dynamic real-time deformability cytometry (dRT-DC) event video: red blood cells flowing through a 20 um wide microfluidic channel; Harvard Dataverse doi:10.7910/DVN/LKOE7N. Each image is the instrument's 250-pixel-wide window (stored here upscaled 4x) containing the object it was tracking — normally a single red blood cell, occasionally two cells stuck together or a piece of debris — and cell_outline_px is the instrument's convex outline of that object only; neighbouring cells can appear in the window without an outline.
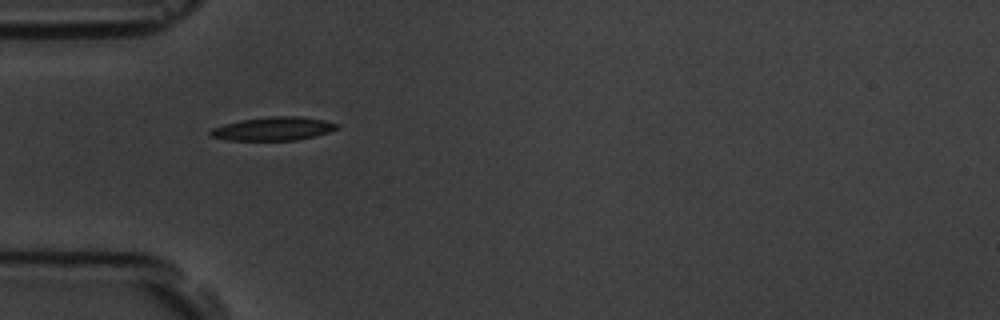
{"species": "common noctule bat (a hibernating species)", "species_latin": "Nyctalus noctula", "temperature_condition": "room temperature", "stored_images_in_passage": 5, "camera_frame_rate_fps": 3000, "um_per_image_px": 0.085, "animal": {"sex": "male", "body_mass_g": 19.5, "forearm_length_mm": 54.6}, "frame": {"image": 1, "passage_image": 4, "time_ms": 3.333, "image_size_px": [1000, 320], "cell_outline_px": [[340, 128], [316, 136], [296, 140], [228, 140], [208, 136], [208, 132], [212, 128], [224, 124], [240, 120], [268, 116], [300, 116], [324, 120], [340, 124]], "centroid_in_image_um": [23.23, 10.94], "position_along_channel_um": 61.8, "area_um2": 17.51}}
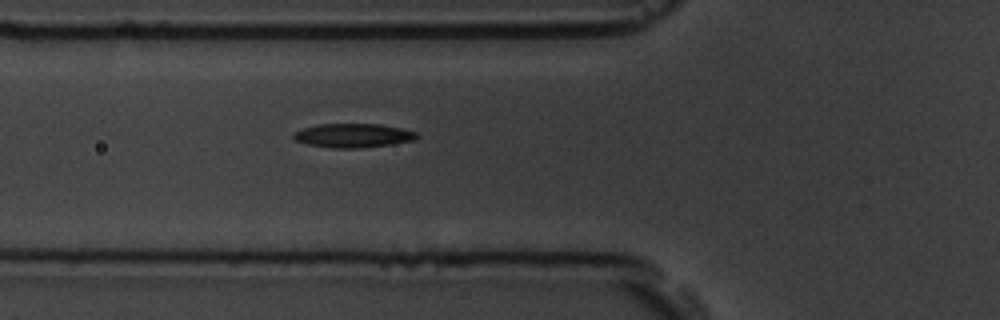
{"frame": {"image": 2, "passage_image": 5, "time_ms": 4.333, "image_size_px": [1000, 320], "cell_outline_px": [[416, 136], [412, 140], [392, 144], [360, 148], [336, 148], [308, 144], [296, 140], [292, 136], [296, 132], [304, 128], [320, 124], [380, 124], [400, 128], [416, 132]], "centroid_in_image_um": [30.01, 11.52], "position_along_channel_um": 95.8, "area_um2": 16.82}}